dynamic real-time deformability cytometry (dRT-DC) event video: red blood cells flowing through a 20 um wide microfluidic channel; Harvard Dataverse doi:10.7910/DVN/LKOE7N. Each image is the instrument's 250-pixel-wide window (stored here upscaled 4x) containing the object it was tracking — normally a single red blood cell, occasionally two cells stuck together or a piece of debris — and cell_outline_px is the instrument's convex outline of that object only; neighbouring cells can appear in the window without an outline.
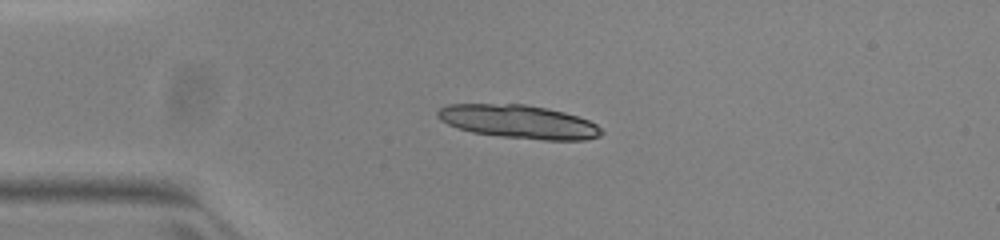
{"species": "common noctule bat (a hibernating species)", "species_latin": "Nyctalus noctula", "temperature_condition": "warm", "stored_images_in_passage": 39, "camera_frame_rate_fps": 3000, "um_per_image_px": 0.085, "animal": {"sex": "female", "body_mass_g": 23.0, "forearm_length_mm": 53.4}, "frame": {"image": 1, "passage_image": 1, "time_ms": 0.0, "image_size_px": [1000, 240], "cell_outline_px": [[604, 132], [600, 136], [584, 140], [544, 140], [500, 136], [472, 132], [448, 124], [440, 120], [436, 112], [440, 108], [448, 104], [524, 104], [564, 112], [588, 120], [596, 124]], "centroid_in_image_um": [44.1, 10.35], "position_along_channel_um": 40.9, "area_um2": 31.67}, "authors_computed_cell_mechanics": {"area_um2": 18.9006, "velocity_mm_per_s": 3.9534, "shape_relaxation_time_tau1_ms": 2.5915, "shape_relaxation_time_tau2_ms": 4.1489, "deformation_change_tau1": 0.1151, "deformation_change_tau2": 0.0811}}